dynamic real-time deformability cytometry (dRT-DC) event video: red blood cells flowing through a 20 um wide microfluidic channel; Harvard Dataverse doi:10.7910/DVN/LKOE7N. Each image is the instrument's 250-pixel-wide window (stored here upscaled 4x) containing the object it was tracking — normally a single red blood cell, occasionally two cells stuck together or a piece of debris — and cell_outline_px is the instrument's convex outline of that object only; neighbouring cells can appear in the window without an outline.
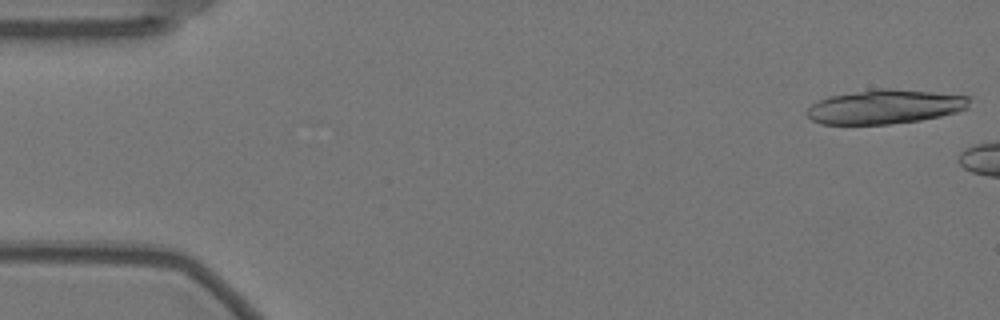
{"species": "Egyptian fruit bat (a non-hibernating species)", "species_latin": "Rousettus aegyptiacus", "temperature_condition": "warm", "stored_images_in_passage": 6, "camera_frame_rate_fps": 3000, "um_per_image_px": 0.085, "animal": {"sex": "female"}, "frame": {"image": 1, "passage_image": 1, "time_ms": 0.0, "image_size_px": [1000, 320], "cell_outline_px": [[968, 108], [956, 112], [940, 116], [920, 120], [888, 124], [820, 124], [812, 120], [804, 112], [812, 104], [828, 96], [876, 88], [888, 88], [932, 92], [968, 96]], "centroid_in_image_um": [75.17, 9.07], "position_along_channel_um": 9.8, "area_um2": 32.25}}